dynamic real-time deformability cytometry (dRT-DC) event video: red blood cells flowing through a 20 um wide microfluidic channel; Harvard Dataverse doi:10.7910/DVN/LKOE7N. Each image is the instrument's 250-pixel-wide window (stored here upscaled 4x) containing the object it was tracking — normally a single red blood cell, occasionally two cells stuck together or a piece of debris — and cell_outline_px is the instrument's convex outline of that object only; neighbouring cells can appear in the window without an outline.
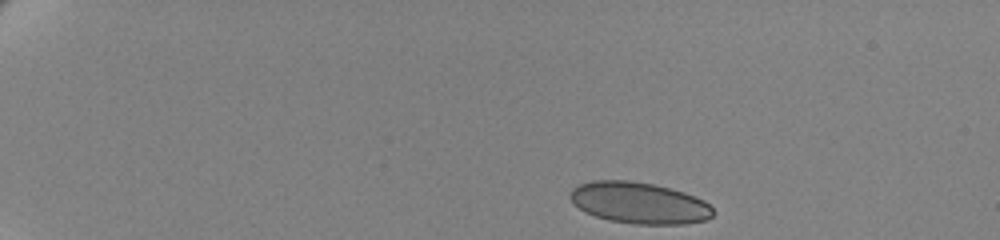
{"species": "human", "species_latin": "Homo sapiens", "temperature_condition": "cold", "stored_images_in_passage": 50, "camera_frame_rate_fps": 3000, "um_per_image_px": 0.085, "donor": {"sex": "female"}, "frame": {"image": 1, "passage_image": 1, "time_ms": 0.0, "image_size_px": [1000, 240], "cell_outline_px": [[716, 212], [712, 216], [704, 220], [684, 224], [636, 224], [608, 220], [584, 212], [568, 196], [572, 188], [580, 184], [592, 180], [628, 180], [652, 184], [672, 188], [684, 192], [704, 200]], "centroid_in_image_um": [54.33, 17.24], "position_along_channel_um": 30.7, "area_um2": 34.51}}
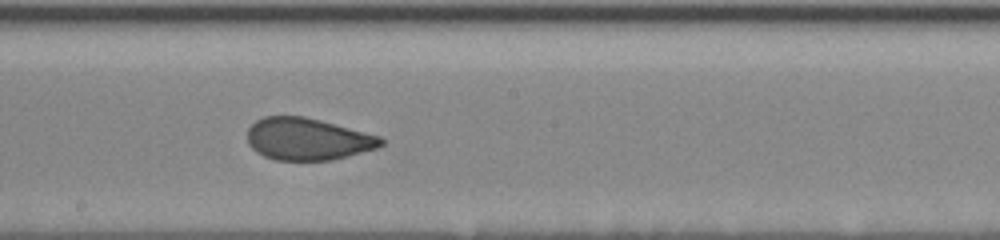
{"frame": {"image": 2, "passage_image": 27, "time_ms": 8.667, "image_size_px": [1000, 240], "cell_outline_px": [[384, 144], [376, 148], [332, 160], [276, 160], [264, 156], [256, 152], [248, 144], [248, 128], [256, 120], [264, 116], [304, 116], [320, 120], [380, 136], [384, 140]], "centroid_in_image_um": [26.12, 11.82], "position_along_channel_um": 222.1, "area_um2": 32.66}}
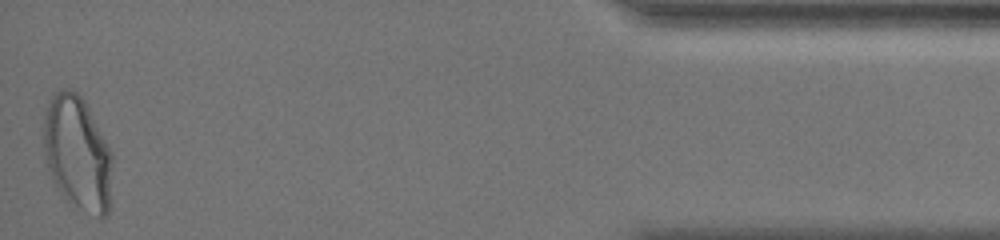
{"frame": {"image": 3, "passage_image": 50, "time_ms": 16.333, "image_size_px": [1000, 240], "cell_outline_px": [[112, 164], [108, 212], [100, 220], [68, 204], [56, 184], [48, 168], [44, 156], [44, 112], [52, 96], [56, 92], [64, 88], [68, 88], [76, 92], [84, 100], [112, 152]], "centroid_in_image_um": [6.59, 13.06], "position_along_channel_um": 428.6, "area_um2": 45.89}, "authors_computed_cell_mechanics": {"area_um2": 34.5066, "velocity_mm_per_s": 3.4424, "shape_relaxation_time_tau1_ms": 6.2493, "shape_relaxation_time_tau2_ms": null, "deformation_change_tau1": 0.1368, "deformation_change_tau2": null}}